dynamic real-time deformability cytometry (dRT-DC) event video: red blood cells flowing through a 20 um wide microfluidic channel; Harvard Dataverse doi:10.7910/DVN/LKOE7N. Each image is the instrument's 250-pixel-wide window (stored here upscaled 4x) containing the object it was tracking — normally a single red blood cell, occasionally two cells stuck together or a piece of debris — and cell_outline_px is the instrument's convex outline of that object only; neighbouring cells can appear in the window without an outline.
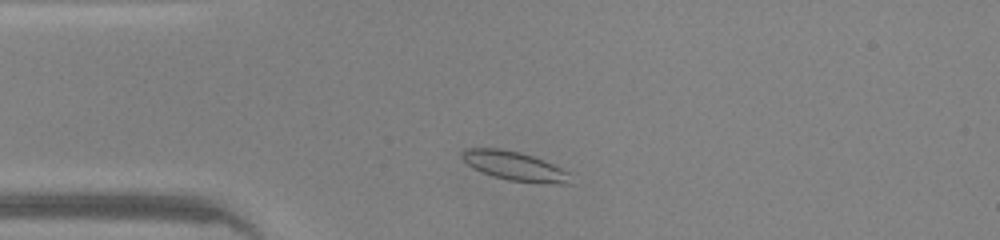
{"species": "common noctule bat (a hibernating species)", "species_latin": "Nyctalus noctula", "temperature_condition": "warm", "stored_images_in_passage": 40, "camera_frame_rate_fps": 3000, "um_per_image_px": 0.085, "animal": {"sex": "male", "body_mass_g": 20.0, "forearm_length_mm": 53.3}, "frame": {"image": 1, "passage_image": 4, "time_ms": 1.0, "image_size_px": [1000, 240], "cell_outline_px": [[572, 184], [556, 184], [508, 180], [484, 172], [468, 164], [460, 156], [460, 152], [464, 148], [500, 148], [532, 156], [552, 164], [568, 172]], "centroid_in_image_um": [43.74, 14.11], "position_along_channel_um": 41.3, "area_um2": 17.92}}
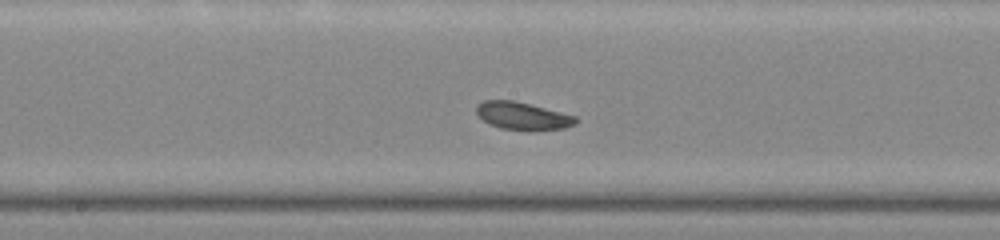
{"frame": {"image": 2, "passage_image": 17, "time_ms": 5.333, "image_size_px": [1000, 240], "cell_outline_px": [[576, 124], [564, 128], [532, 132], [528, 132], [500, 128], [488, 124], [476, 112], [476, 104], [484, 100], [512, 100], [576, 116]], "centroid_in_image_um": [44.4, 9.88], "position_along_channel_um": 203.8, "area_um2": 16.18}}
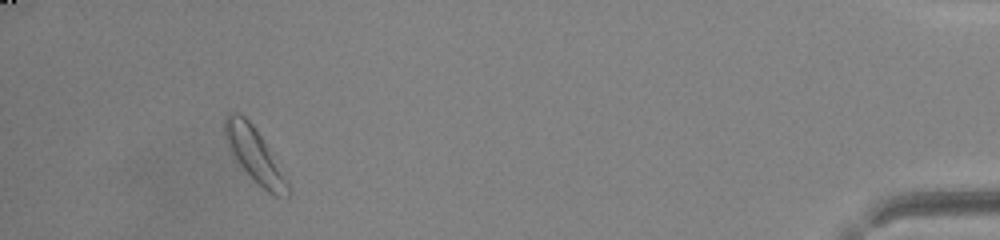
{"frame": {"image": 3, "passage_image": 37, "time_ms": 12.0, "image_size_px": [1000, 240], "cell_outline_px": [[288, 200], [272, 196], [232, 156], [224, 136], [224, 116], [228, 112], [240, 112], [252, 124], [264, 140], [272, 152], [288, 180]], "centroid_in_image_um": [21.64, 13.14], "position_along_channel_um": 413.6, "area_um2": 19.88}}